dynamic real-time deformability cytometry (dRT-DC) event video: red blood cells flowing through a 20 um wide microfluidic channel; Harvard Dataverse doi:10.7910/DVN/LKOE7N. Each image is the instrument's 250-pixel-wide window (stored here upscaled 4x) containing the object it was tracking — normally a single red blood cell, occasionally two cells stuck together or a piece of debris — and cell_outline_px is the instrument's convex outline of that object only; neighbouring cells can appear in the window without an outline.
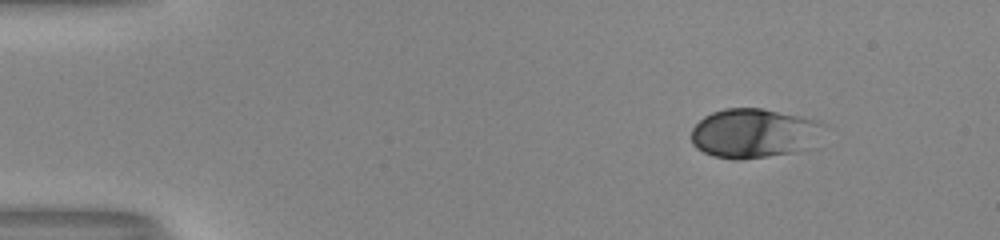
{"species": "human", "species_latin": "Homo sapiens", "temperature_condition": "room temperature", "stored_images_in_passage": 46, "camera_frame_rate_fps": 3000, "um_per_image_px": 0.085, "donor": {"sex": "male"}, "frame": {"image": 1, "passage_image": 1, "time_ms": 0.0, "image_size_px": [1000, 240], "cell_outline_px": [[828, 124], [816, 148], [796, 152], [740, 160], [736, 160], [712, 156], [696, 148], [692, 144], [692, 128], [704, 116], [712, 112], [724, 108], [760, 108], [820, 120]], "centroid_in_image_um": [64.19, 11.34], "position_along_channel_um": 20.8, "area_um2": 39.13}}
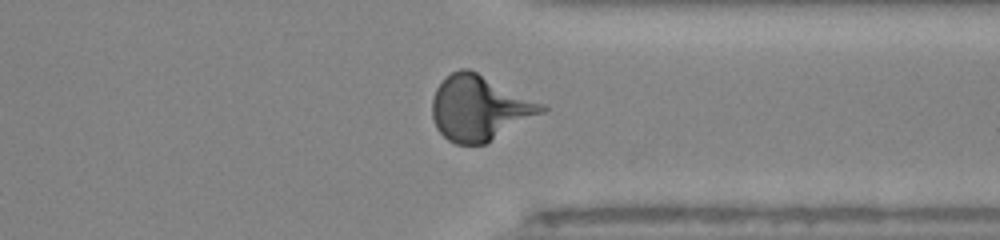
{"frame": {"image": 2, "passage_image": 35, "time_ms": 11.333, "image_size_px": [1000, 240], "cell_outline_px": [[548, 108], [544, 112], [488, 144], [456, 144], [448, 140], [436, 128], [432, 116], [432, 100], [436, 88], [444, 76], [460, 68], [468, 68], [544, 104]], "centroid_in_image_um": [40.74, 9.2], "position_along_channel_um": 370.7, "area_um2": 41.62}}
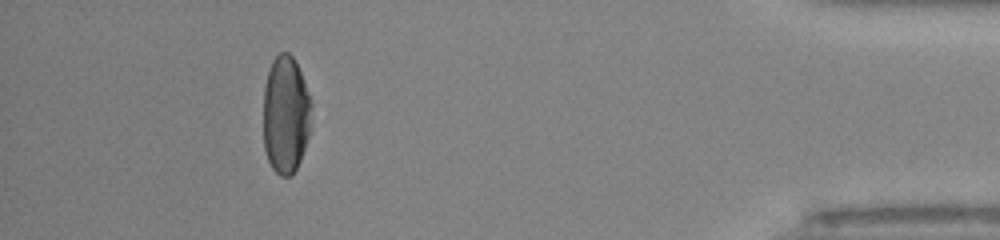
{"frame": {"image": 3, "passage_image": 42, "time_ms": 13.667, "image_size_px": [1000, 240], "cell_outline_px": [[312, 104], [308, 136], [300, 160], [292, 176], [280, 176], [272, 168], [268, 160], [264, 148], [264, 84], [268, 68], [272, 60], [280, 52], [288, 52], [292, 56], [300, 72]], "centroid_in_image_um": [24.26, 9.74], "position_along_channel_um": 410.9, "area_um2": 32.95}}